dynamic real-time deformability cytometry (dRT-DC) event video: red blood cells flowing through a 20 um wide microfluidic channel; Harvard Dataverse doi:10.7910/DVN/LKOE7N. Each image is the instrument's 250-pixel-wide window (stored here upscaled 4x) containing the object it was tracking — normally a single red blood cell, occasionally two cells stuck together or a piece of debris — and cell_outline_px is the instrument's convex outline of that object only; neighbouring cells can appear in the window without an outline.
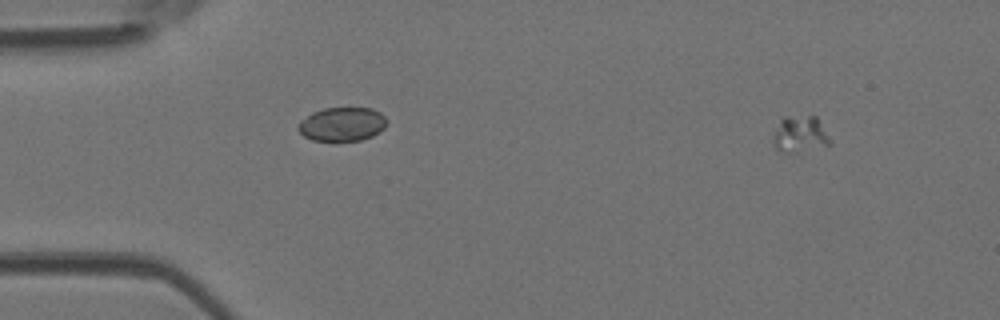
{"species": "Egyptian fruit bat (a non-hibernating species)", "species_latin": "Rousettus aegyptiacus", "temperature_condition": "room temperature", "stored_images_in_passage": 4, "camera_frame_rate_fps": 3000, "um_per_image_px": 0.085, "animal": {"sex": "female"}, "frame": {"image": 1, "passage_image": 1, "time_ms": 0.0, "image_size_px": [1000, 320], "cell_outline_px": [[832, 144], [796, 152], [780, 152], [772, 144], [772, 136], [780, 120], [784, 116], [816, 116]], "centroid_in_image_um": [67.94, 11.41], "position_along_channel_um": 17.1, "area_um2": 11.96}}